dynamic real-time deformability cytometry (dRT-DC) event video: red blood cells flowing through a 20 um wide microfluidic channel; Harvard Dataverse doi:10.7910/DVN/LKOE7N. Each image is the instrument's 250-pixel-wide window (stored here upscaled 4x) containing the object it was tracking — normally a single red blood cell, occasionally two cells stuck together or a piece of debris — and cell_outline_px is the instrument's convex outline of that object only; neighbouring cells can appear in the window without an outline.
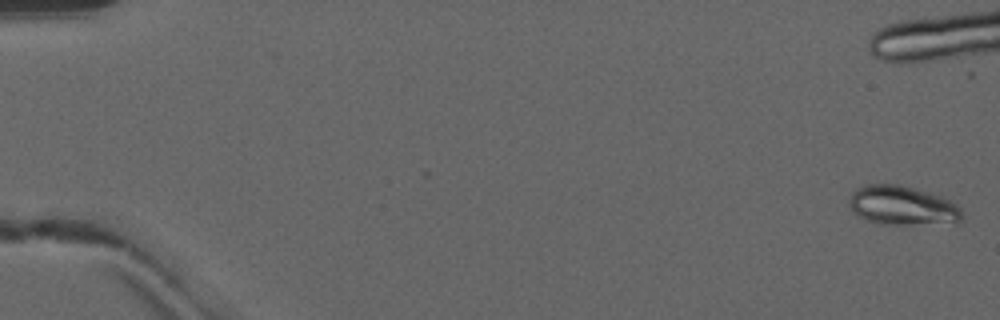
{"species": "common noctule bat (a hibernating species)", "species_latin": "Nyctalus noctula", "temperature_condition": "warm", "stored_images_in_passage": 51, "camera_frame_rate_fps": 3000, "um_per_image_px": 0.085, "animal": {"sex": "male", "forearm_length_mm": 52.5}, "frame": {"image": 1, "passage_image": 1, "time_ms": 0.0, "image_size_px": [1000, 320], "cell_outline_px": [[964, 216], [960, 220], [908, 224], [880, 224], [868, 220], [852, 212], [848, 204], [848, 200], [852, 192], [856, 188], [864, 184], [900, 184], [928, 192], [940, 196], [956, 204], [960, 208]], "centroid_in_image_um": [76.61, 17.44], "position_along_channel_um": 8.4, "area_um2": 25.43}, "authors_computed_cell_mechanics": {"area_um2": 18.3804, "velocity_mm_per_s": 4.1654, "shape_relaxation_time_tau1_ms": null, "shape_relaxation_time_tau2_ms": 1.8359, "deformation_change_tau1": null, "deformation_change_tau2": 0.0684}}